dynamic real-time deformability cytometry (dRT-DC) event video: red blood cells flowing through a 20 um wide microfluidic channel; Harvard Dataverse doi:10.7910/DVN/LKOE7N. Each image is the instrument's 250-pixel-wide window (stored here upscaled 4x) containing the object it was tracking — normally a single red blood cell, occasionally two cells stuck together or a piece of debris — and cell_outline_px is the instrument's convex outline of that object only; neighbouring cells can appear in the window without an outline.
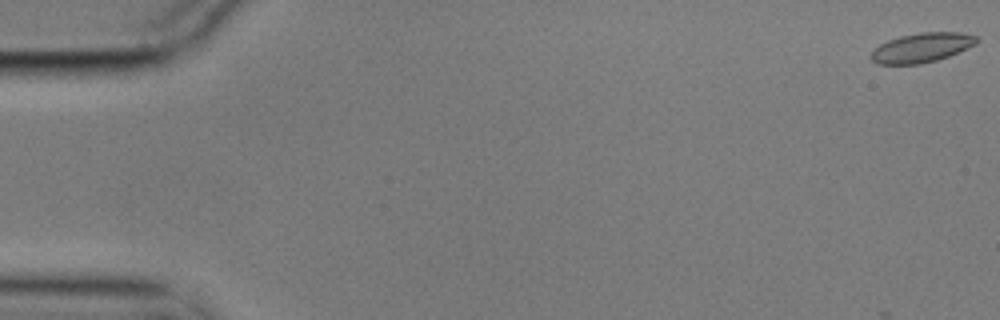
{"species": "common noctule bat (a hibernating species)", "species_latin": "Nyctalus noctula", "temperature_condition": "cold", "stored_images_in_passage": 57, "camera_frame_rate_fps": 3000, "um_per_image_px": 0.085, "animal": {"sex": "male", "body_mass_g": 17.9}, "frame": {"image": 1, "passage_image": 1, "time_ms": 0.0, "image_size_px": [1000, 320], "cell_outline_px": [[976, 44], [948, 56], [936, 60], [920, 64], [876, 64], [872, 60], [872, 52], [880, 44], [888, 40], [900, 36], [920, 32], [960, 32], [976, 36]], "centroid_in_image_um": [78.33, 4.05], "position_along_channel_um": 6.7, "area_um2": 17.86}}
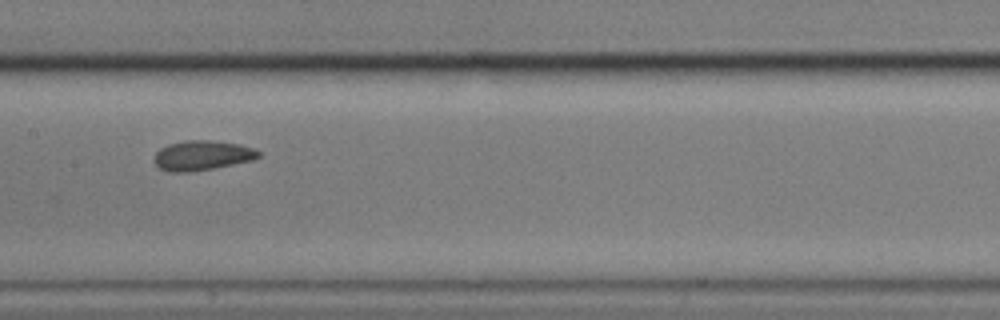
{"frame": {"image": 2, "passage_image": 29, "time_ms": 9.333, "image_size_px": [1000, 320], "cell_outline_px": [[260, 156], [252, 160], [212, 168], [188, 172], [168, 172], [160, 168], [152, 160], [156, 152], [160, 148], [168, 144], [184, 140], [208, 140], [240, 144], [252, 148], [260, 152]], "centroid_in_image_um": [17.13, 13.2], "position_along_channel_um": 190.3, "area_um2": 18.03}}
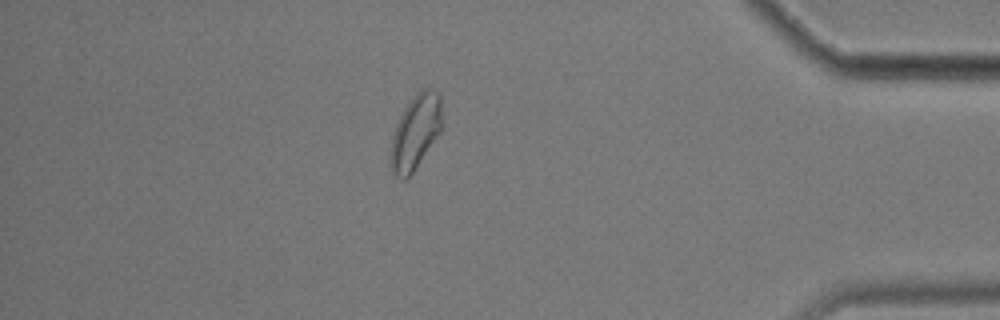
{"frame": {"image": 3, "passage_image": 50, "time_ms": 16.333, "image_size_px": [1000, 320], "cell_outline_px": [[444, 124], [440, 132], [412, 172], [404, 180], [396, 176], [392, 172], [388, 164], [388, 156], [392, 136], [396, 124], [404, 108], [416, 92], [420, 88], [432, 88], [440, 92]], "centroid_in_image_um": [35.32, 11.18], "position_along_channel_um": 399.9, "area_um2": 22.89}, "authors_computed_cell_mechanics": {"area_um2": 18.3804, "velocity_mm_per_s": 3.5226, "shape_relaxation_time_tau1_ms": null, "shape_relaxation_time_tau2_ms": 1.2623, "deformation_change_tau1": null, "deformation_change_tau2": 0.0471}}